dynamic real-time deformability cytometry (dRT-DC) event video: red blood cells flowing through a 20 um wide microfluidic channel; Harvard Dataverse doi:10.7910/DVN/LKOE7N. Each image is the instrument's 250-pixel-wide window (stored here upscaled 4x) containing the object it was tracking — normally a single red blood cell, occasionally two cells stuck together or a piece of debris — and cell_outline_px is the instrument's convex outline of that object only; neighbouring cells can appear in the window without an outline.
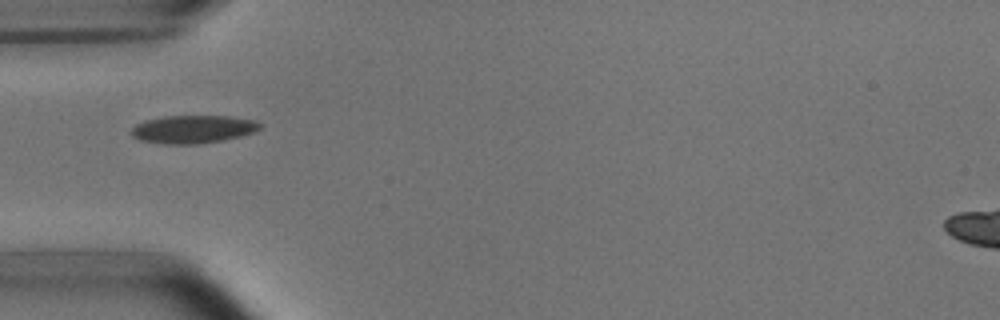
{"species": "common noctule bat (a hibernating species)", "species_latin": "Nyctalus noctula", "temperature_condition": "room temperature", "stored_images_in_passage": 31, "camera_frame_rate_fps": 3000, "um_per_image_px": 0.085, "animal": {"sex": "male", "body_mass_g": 15.6}, "frame": {"image": 1, "passage_image": 1, "time_ms": 0.0, "image_size_px": [1000, 320], "cell_outline_px": [[264, 124], [256, 132], [240, 136], [220, 140], [196, 144], [164, 144], [140, 140], [132, 136], [132, 128], [136, 124], [144, 120], [164, 116], [228, 116], [256, 120]], "centroid_in_image_um": [16.43, 10.97], "position_along_channel_um": 68.6, "area_um2": 21.04}}
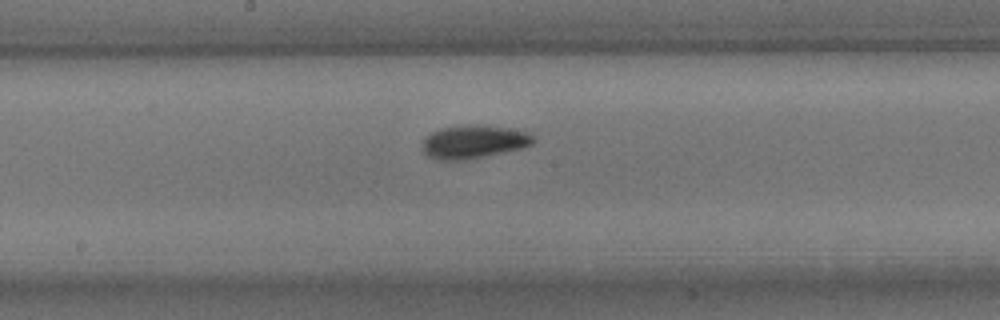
{"frame": {"image": 2, "passage_image": 12, "time_ms": 3.667, "image_size_px": [1000, 320], "cell_outline_px": [[536, 140], [532, 144], [520, 148], [484, 156], [464, 160], [432, 160], [424, 152], [424, 136], [428, 132], [440, 128], [460, 124], [480, 124], [508, 128], [528, 132]], "centroid_in_image_um": [40.21, 12.03], "position_along_channel_um": 208.0, "area_um2": 21.73}}
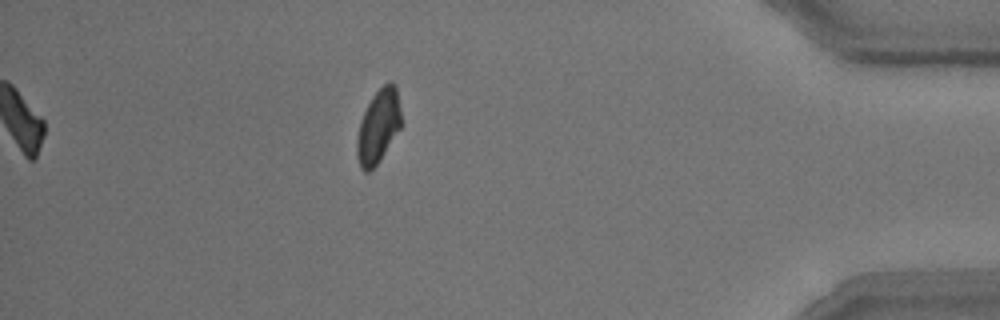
{"frame": {"image": 3, "passage_image": 31, "time_ms": 10.0, "image_size_px": [1000, 320], "cell_outline_px": [[400, 128], [376, 164], [368, 172], [364, 172], [360, 168], [356, 156], [356, 140], [360, 120], [372, 96], [388, 80], [392, 80], [396, 84], [400, 108]], "centroid_in_image_um": [32.13, 10.7], "position_along_channel_um": 403.1, "area_um2": 18.84}, "authors_computed_cell_mechanics": {"area_um2": 20.3456, "velocity_mm_per_s": 3.7784, "shape_relaxation_time_tau1_ms": 3.2834, "shape_relaxation_time_tau2_ms": 3.254, "deformation_change_tau1": 0.1148, "deformation_change_tau2": 0.0596}}